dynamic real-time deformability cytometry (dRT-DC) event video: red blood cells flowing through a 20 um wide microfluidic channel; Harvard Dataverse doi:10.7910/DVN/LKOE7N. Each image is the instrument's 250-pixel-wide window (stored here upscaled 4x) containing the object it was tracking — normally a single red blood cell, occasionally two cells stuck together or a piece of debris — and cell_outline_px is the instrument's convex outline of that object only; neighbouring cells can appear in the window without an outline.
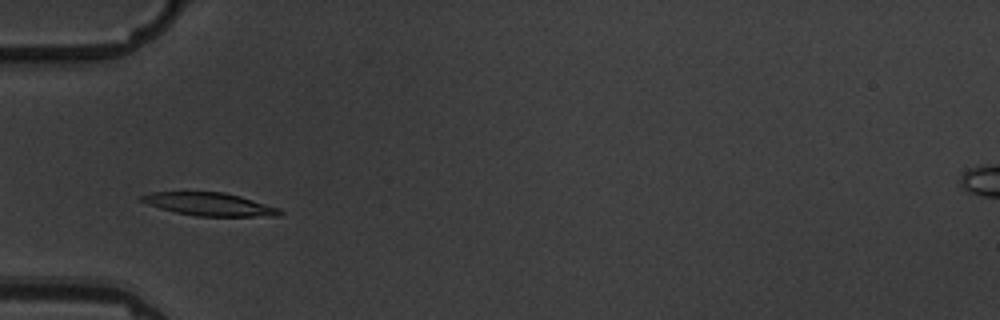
{"species": "common noctule bat (a hibernating species)", "species_latin": "Nyctalus noctula", "temperature_condition": "warm", "stored_images_in_passage": 3, "camera_frame_rate_fps": 3000, "um_per_image_px": 0.085, "animal": {"sex": "male", "body_mass_g": 19.5, "forearm_length_mm": 54.6}, "frame": {"image": 1, "passage_image": 3, "time_ms": 2.0, "image_size_px": [1000, 320], "cell_outline_px": [[284, 212], [280, 216], [196, 216], [176, 212], [160, 208], [148, 204], [140, 200], [140, 196], [152, 192], [224, 192], [240, 196], [280, 208]], "centroid_in_image_um": [17.84, 17.36], "position_along_channel_um": 67.2, "area_um2": 18.44}}